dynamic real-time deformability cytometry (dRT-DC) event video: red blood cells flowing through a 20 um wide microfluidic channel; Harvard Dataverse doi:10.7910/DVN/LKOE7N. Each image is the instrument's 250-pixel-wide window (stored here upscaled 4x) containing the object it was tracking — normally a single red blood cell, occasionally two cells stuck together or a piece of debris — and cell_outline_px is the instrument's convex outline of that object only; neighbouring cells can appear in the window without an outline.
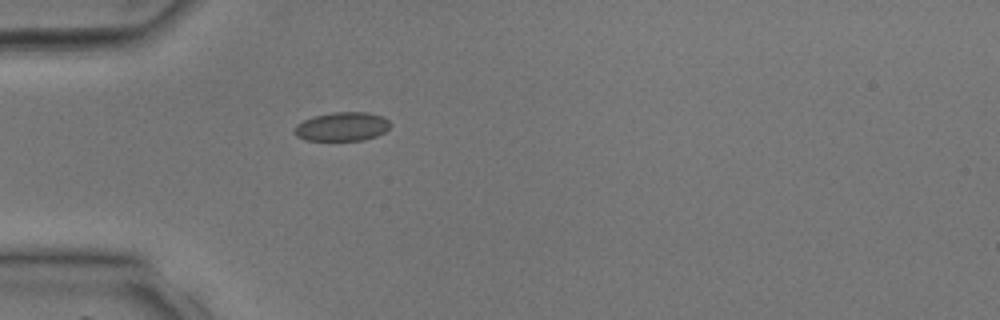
{"species": "common noctule bat (a hibernating species)", "species_latin": "Nyctalus noctula", "temperature_condition": "room temperature", "stored_images_in_passage": 28, "camera_frame_rate_fps": 3000, "um_per_image_px": 0.085, "animal": {"sex": "male", "body_mass_g": 17.9, "forearm_length_mm": 54.2}, "frame": {"image": 1, "passage_image": 1, "time_ms": 0.0, "image_size_px": [1000, 320], "cell_outline_px": [[392, 124], [384, 132], [376, 136], [364, 140], [304, 140], [296, 136], [292, 132], [296, 124], [304, 120], [316, 116], [332, 112], [368, 112], [384, 116]], "centroid_in_image_um": [29.08, 10.76], "position_along_channel_um": 55.9, "area_um2": 16.24}}
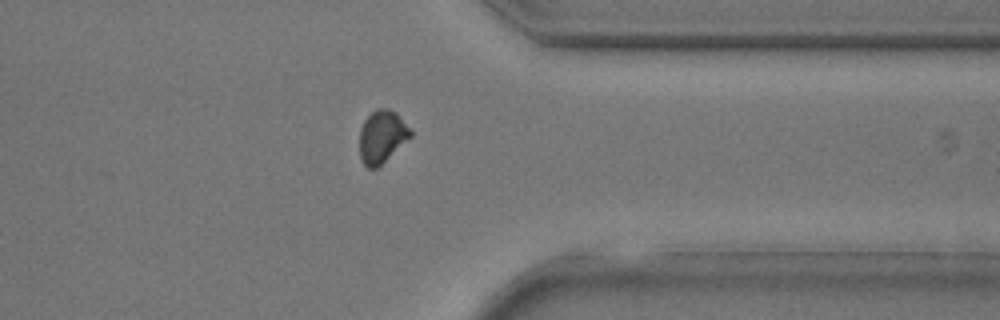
{"frame": {"image": 2, "passage_image": 20, "time_ms": 6.333, "image_size_px": [1000, 320], "cell_outline_px": [[412, 136], [376, 168], [368, 168], [360, 160], [360, 128], [364, 120], [376, 108], [388, 108], [396, 112], [412, 132]], "centroid_in_image_um": [32.45, 11.59], "position_along_channel_um": 379.0, "area_um2": 15.43}}
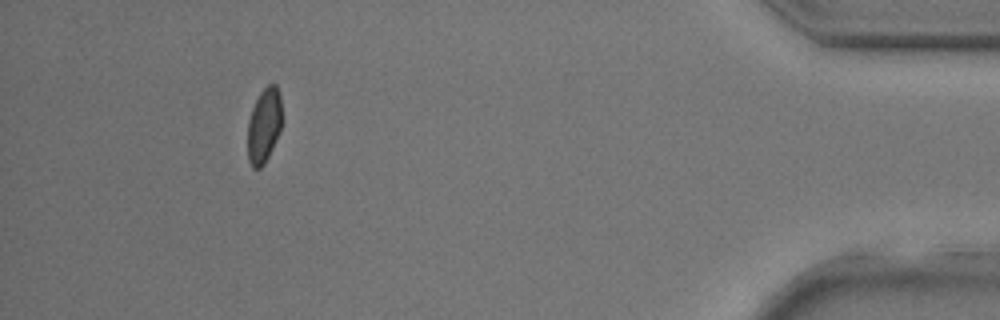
{"frame": {"image": 3, "passage_image": 25, "time_ms": 8.0, "image_size_px": [1000, 320], "cell_outline_px": [[280, 132], [264, 164], [260, 168], [252, 168], [248, 160], [248, 120], [252, 108], [260, 92], [268, 84], [276, 84], [280, 96]], "centroid_in_image_um": [22.42, 10.67], "position_along_channel_um": 412.8, "area_um2": 14.74}}